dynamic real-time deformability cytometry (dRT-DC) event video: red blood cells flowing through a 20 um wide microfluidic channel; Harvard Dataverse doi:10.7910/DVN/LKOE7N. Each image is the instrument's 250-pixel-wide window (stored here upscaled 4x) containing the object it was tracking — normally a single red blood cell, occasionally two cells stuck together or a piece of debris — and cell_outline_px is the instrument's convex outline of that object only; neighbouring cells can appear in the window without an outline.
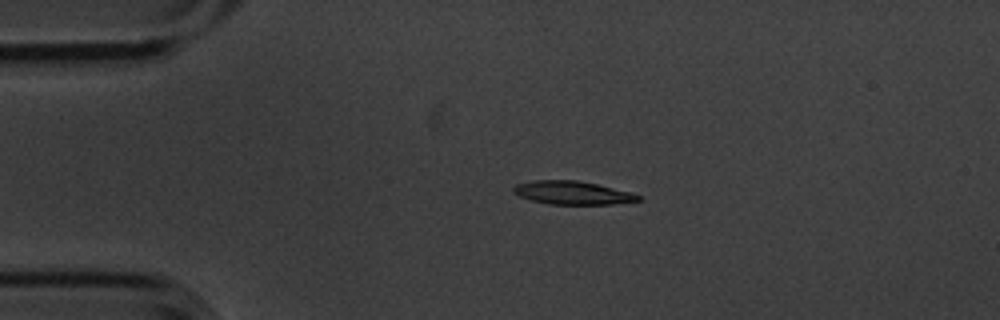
{"species": "common noctule bat (a hibernating species)", "species_latin": "Nyctalus noctula", "temperature_condition": "cold", "stored_images_in_passage": 4, "camera_frame_rate_fps": 3000, "um_per_image_px": 0.085, "animal": {"sex": "male", "body_mass_g": 20.1, "forearm_length_mm": 53.5}, "frame": {"image": 1, "passage_image": 3, "time_ms": 0.667, "image_size_px": [1000, 320], "cell_outline_px": [[640, 200], [612, 204], [548, 204], [532, 200], [520, 196], [512, 192], [512, 188], [516, 184], [532, 180], [576, 180], [596, 184], [632, 192], [640, 196]], "centroid_in_image_um": [48.63, 16.38], "position_along_channel_um": 36.4, "area_um2": 16.88}}